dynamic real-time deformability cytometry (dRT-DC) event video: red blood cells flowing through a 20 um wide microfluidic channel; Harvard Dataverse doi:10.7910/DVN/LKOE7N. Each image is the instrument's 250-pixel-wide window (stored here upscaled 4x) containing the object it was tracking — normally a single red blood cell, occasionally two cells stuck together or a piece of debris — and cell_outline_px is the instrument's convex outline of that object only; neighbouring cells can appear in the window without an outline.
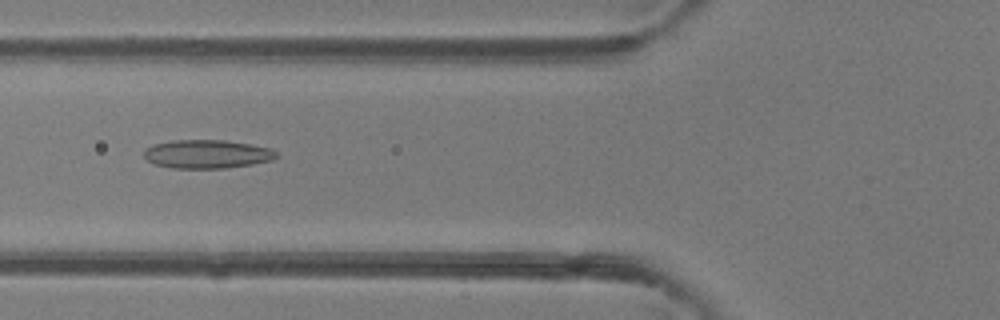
{"species": "common noctule bat (a hibernating species)", "species_latin": "Nyctalus noctula", "temperature_condition": "room temperature", "stored_images_in_passage": 31, "camera_frame_rate_fps": 3000, "um_per_image_px": 0.085, "animal": {"sex": "female"}, "frame": {"image": 1, "passage_image": 4, "time_ms": 1.0, "image_size_px": [1000, 320], "cell_outline_px": [[280, 156], [272, 160], [252, 164], [224, 168], [172, 168], [156, 164], [148, 160], [144, 156], [144, 148], [156, 144], [172, 140], [224, 140], [272, 148]], "centroid_in_image_um": [17.62, 13.09], "position_along_channel_um": 108.2, "area_um2": 21.96}}
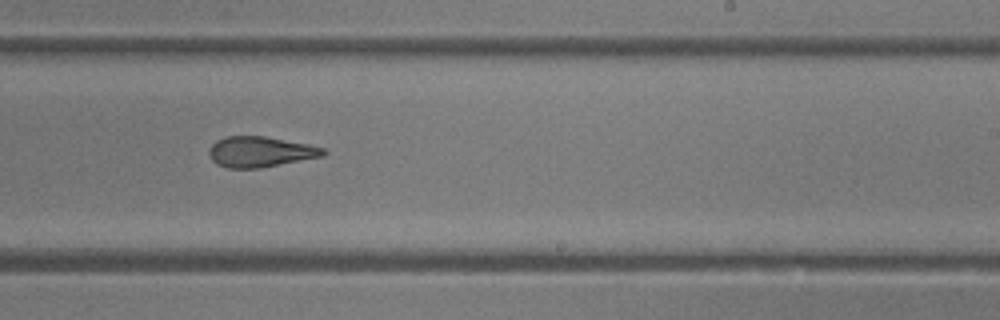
{"frame": {"image": 2, "passage_image": 15, "time_ms": 4.667, "image_size_px": [1000, 320], "cell_outline_px": [[328, 152], [324, 156], [260, 168], [228, 168], [216, 164], [208, 156], [208, 148], [216, 140], [224, 136], [264, 136], [308, 144], [324, 148]], "centroid_in_image_um": [22.1, 12.9], "position_along_channel_um": 266.9, "area_um2": 20.52}}
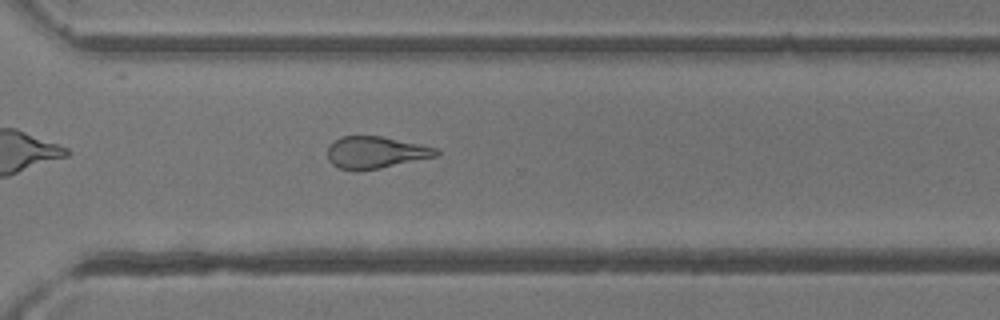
{"frame": {"image": 3, "passage_image": 20, "time_ms": 6.333, "image_size_px": [1000, 320], "cell_outline_px": [[440, 156], [380, 168], [340, 168], [332, 164], [328, 160], [328, 148], [332, 140], [340, 136], [380, 136], [420, 144], [436, 148], [440, 152]], "centroid_in_image_um": [31.96, 12.92], "position_along_channel_um": 338.6, "area_um2": 19.94}, "authors_computed_cell_mechanics": {"area_um2": 21.097, "velocity_mm_per_s": 4.3212, "shape_relaxation_time_tau1_ms": null, "shape_relaxation_time_tau2_ms": 2.833, "deformation_change_tau1": null, "deformation_change_tau2": 0.1373}}